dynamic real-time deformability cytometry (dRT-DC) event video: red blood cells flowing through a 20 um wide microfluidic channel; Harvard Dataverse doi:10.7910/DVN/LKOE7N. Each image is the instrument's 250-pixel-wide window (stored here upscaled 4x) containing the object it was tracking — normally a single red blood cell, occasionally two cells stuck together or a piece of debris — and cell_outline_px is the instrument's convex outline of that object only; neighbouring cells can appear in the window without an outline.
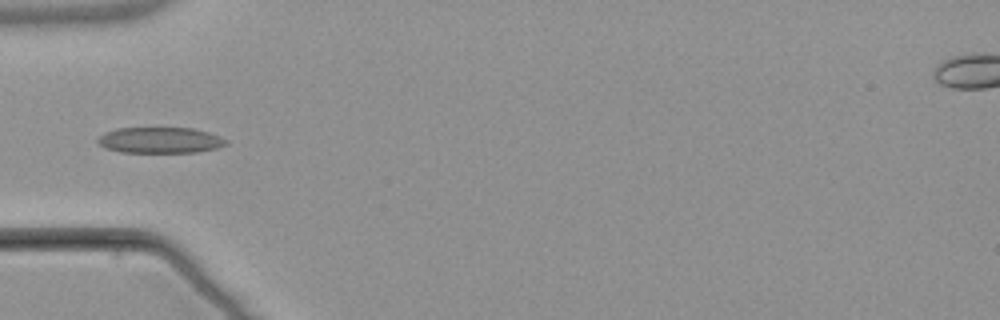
{"species": "common noctule bat (a hibernating species)", "species_latin": "Nyctalus noctula", "temperature_condition": "warm", "stored_images_in_passage": 7, "camera_frame_rate_fps": 3000, "um_per_image_px": 0.085, "animal": {"sex": "male", "body_mass_g": 21.5, "forearm_length_mm": 52.0}, "frame": {"image": 1, "passage_image": 5, "time_ms": 5.0, "image_size_px": [1000, 320], "cell_outline_px": [[228, 144], [216, 148], [196, 152], [120, 152], [104, 148], [96, 140], [104, 132], [116, 128], [192, 128], [208, 132], [228, 140]], "centroid_in_image_um": [13.59, 11.91], "position_along_channel_um": 71.4, "area_um2": 19.36}}
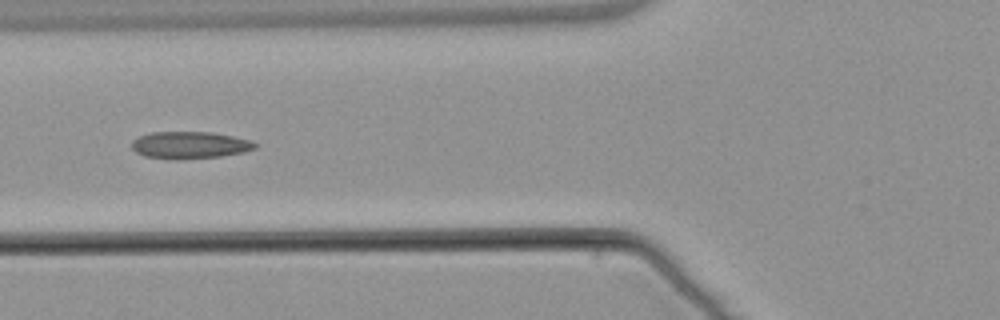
{"frame": {"image": 2, "passage_image": 6, "time_ms": 6.0, "image_size_px": [1000, 320], "cell_outline_px": [[260, 144], [256, 148], [244, 152], [220, 156], [144, 156], [136, 152], [132, 148], [132, 140], [140, 136], [152, 132], [212, 132], [252, 140]], "centroid_in_image_um": [16.21, 12.27], "position_along_channel_um": 109.6, "area_um2": 18.5}}